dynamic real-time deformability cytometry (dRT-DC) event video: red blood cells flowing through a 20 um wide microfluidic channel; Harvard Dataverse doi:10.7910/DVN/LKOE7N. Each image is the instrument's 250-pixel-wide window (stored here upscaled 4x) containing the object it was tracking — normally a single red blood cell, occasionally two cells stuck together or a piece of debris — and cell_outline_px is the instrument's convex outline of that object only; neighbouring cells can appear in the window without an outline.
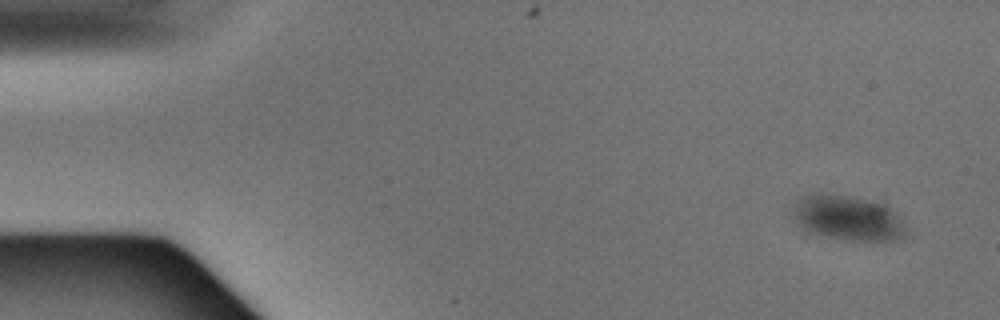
{"species": "Egyptian fruit bat (a non-hibernating species)", "species_latin": "Rousettus aegyptiacus", "temperature_condition": "warm", "stored_images_in_passage": 4, "camera_frame_rate_fps": 3000, "um_per_image_px": 0.085, "animal": {"sex": "male"}, "frame": {"image": 1, "passage_image": 1, "time_ms": 0.0, "image_size_px": [1000, 320], "cell_outline_px": [[908, 232], [904, 236], [896, 240], [852, 240], [828, 236], [812, 232], [804, 228], [796, 220], [792, 212], [796, 204], [804, 196], [816, 192], [884, 192]], "centroid_in_image_um": [72.26, 18.35], "position_along_channel_um": 12.7, "area_um2": 32.14}}
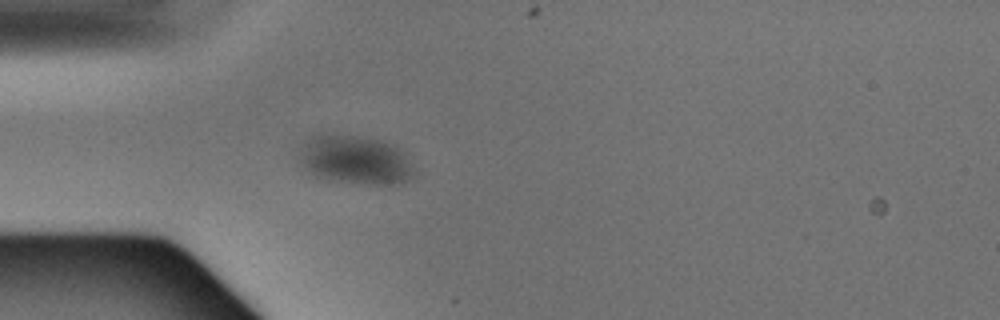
{"frame": {"image": 2, "passage_image": 4, "time_ms": 1.0, "image_size_px": [1000, 320], "cell_outline_px": [[416, 172], [408, 180], [392, 184], [372, 184], [336, 180], [316, 176], [300, 168], [300, 156], [304, 140], [312, 132], [320, 132], [360, 136], [380, 140], [396, 144], [404, 152]], "centroid_in_image_um": [30.15, 13.53], "position_along_channel_um": 54.8, "area_um2": 33.29}}